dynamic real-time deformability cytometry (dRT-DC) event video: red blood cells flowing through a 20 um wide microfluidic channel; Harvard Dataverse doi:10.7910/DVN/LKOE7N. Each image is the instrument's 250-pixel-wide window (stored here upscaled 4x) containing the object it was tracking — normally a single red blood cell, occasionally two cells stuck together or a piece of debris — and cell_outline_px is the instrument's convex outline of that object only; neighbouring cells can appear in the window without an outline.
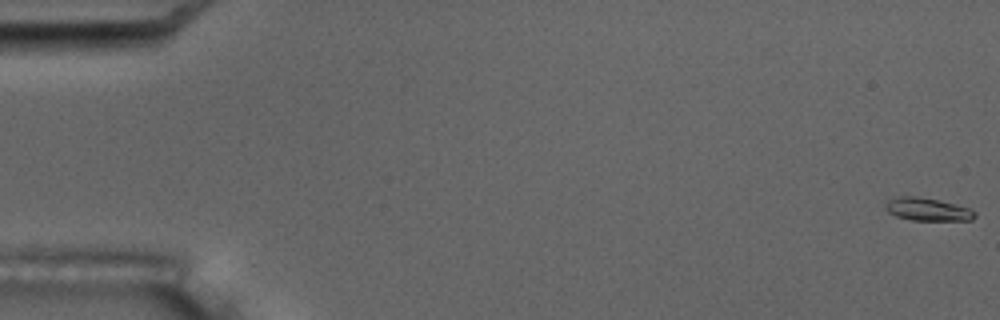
{"species": "common noctule bat (a hibernating species)", "species_latin": "Nyctalus noctula", "temperature_condition": "room temperature", "stored_images_in_passage": 5, "camera_frame_rate_fps": 3000, "um_per_image_px": 0.085, "animal": {"sex": "male", "body_mass_g": 17.5, "forearm_length_mm": 52.3}, "frame": {"image": 1, "passage_image": 1, "time_ms": 0.0, "image_size_px": [1000, 320], "cell_outline_px": [[976, 216], [972, 220], [912, 220], [896, 216], [888, 212], [884, 208], [884, 200], [900, 196], [916, 196], [940, 200], [972, 208], [976, 212]], "centroid_in_image_um": [78.83, 17.78], "position_along_channel_um": 6.2, "area_um2": 12.2}}